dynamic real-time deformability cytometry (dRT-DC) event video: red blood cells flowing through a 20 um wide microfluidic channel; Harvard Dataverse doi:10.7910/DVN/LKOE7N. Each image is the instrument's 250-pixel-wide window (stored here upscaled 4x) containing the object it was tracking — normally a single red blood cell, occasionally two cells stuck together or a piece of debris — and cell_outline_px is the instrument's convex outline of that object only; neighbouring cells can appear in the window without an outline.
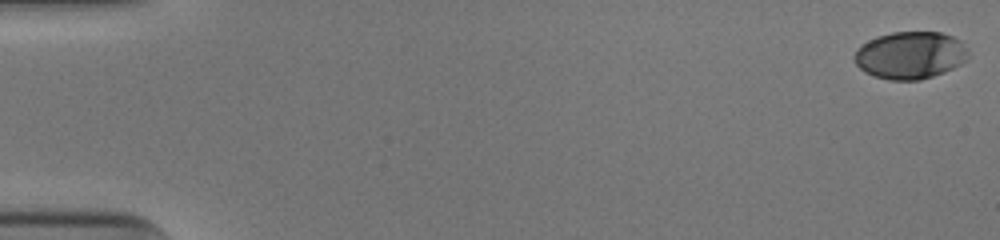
{"species": "human", "species_latin": "Homo sapiens", "temperature_condition": "cold", "stored_images_in_passage": 48, "camera_frame_rate_fps": 3000, "um_per_image_px": 0.085, "donor": {"sex": "male"}, "frame": {"image": 1, "passage_image": 1, "time_ms": 0.0, "image_size_px": [1000, 240], "cell_outline_px": [[968, 60], [944, 72], [920, 80], [888, 80], [872, 76], [864, 72], [856, 64], [852, 56], [856, 48], [860, 44], [876, 36], [892, 32], [940, 32], [952, 36], [960, 40], [968, 48]], "centroid_in_image_um": [77.34, 4.69], "position_along_channel_um": 7.7, "area_um2": 31.91}}
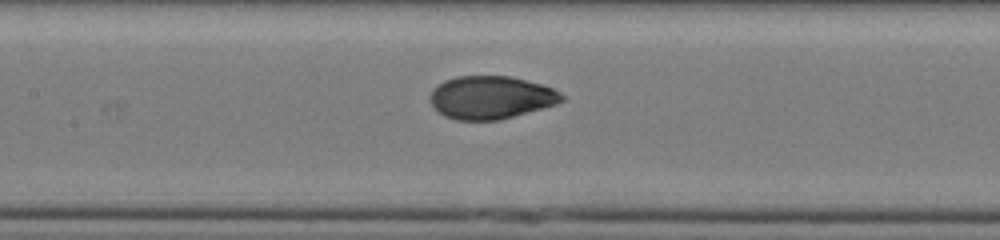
{"frame": {"image": 2, "passage_image": 26, "time_ms": 8.333, "image_size_px": [1000, 240], "cell_outline_px": [[564, 100], [556, 104], [500, 120], [456, 120], [444, 116], [432, 104], [428, 96], [432, 88], [436, 84], [444, 80], [456, 76], [508, 76], [540, 84], [552, 88], [560, 92], [564, 96]], "centroid_in_image_um": [41.69, 8.28], "position_along_channel_um": 165.7, "area_um2": 32.95}}
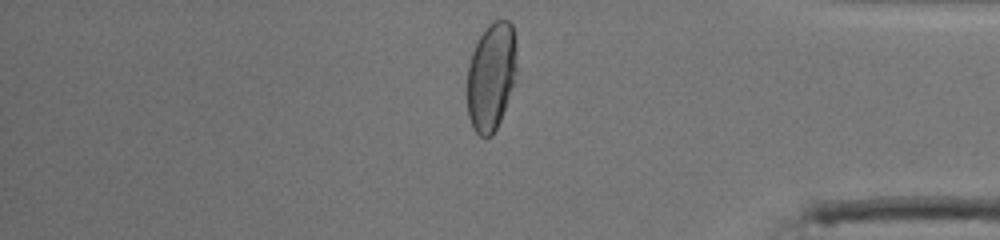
{"frame": {"image": 3, "passage_image": 45, "time_ms": 14.667, "image_size_px": [1000, 240], "cell_outline_px": [[516, 72], [500, 120], [492, 136], [480, 136], [472, 128], [468, 116], [468, 64], [472, 52], [480, 36], [488, 24], [496, 20], [508, 20], [512, 24], [516, 40]], "centroid_in_image_um": [41.74, 6.47], "position_along_channel_um": 393.5, "area_um2": 30.92}, "authors_computed_cell_mechanics": {"area_um2": 32.9171, "velocity_mm_per_s": 3.9386, "shape_relaxation_time_tau1_ms": 5.5049, "shape_relaxation_time_tau2_ms": null, "deformation_change_tau1": 0.1913, "deformation_change_tau2": null}}